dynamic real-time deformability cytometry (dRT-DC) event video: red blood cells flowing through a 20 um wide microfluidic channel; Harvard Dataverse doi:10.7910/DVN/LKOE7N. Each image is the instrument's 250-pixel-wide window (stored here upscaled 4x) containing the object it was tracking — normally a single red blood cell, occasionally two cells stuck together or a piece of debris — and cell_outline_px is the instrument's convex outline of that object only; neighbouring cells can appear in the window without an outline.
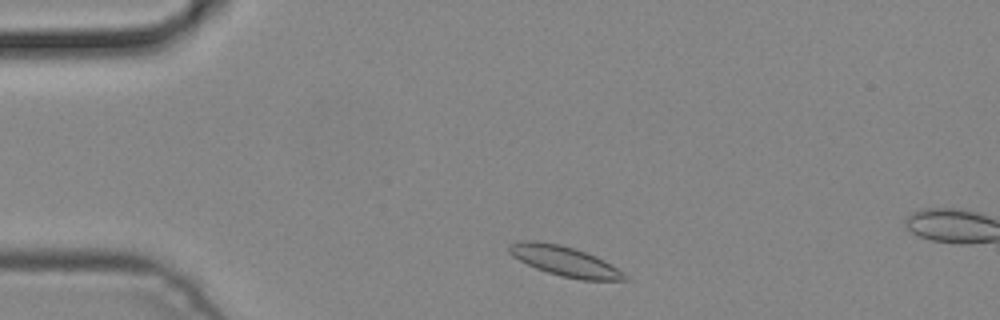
{"species": "common noctule bat (a hibernating species)", "species_latin": "Nyctalus noctula", "temperature_condition": "cold", "stored_images_in_passage": 3, "camera_frame_rate_fps": 3000, "um_per_image_px": 0.085, "animal": {"sex": "male", "body_mass_g": 19.2, "forearm_length_mm": 51.8}, "frame": {"image": 1, "passage_image": 1, "time_ms": 0.0, "image_size_px": [1000, 320], "cell_outline_px": [[628, 280], [580, 280], [560, 276], [536, 268], [512, 256], [508, 252], [508, 244], [524, 240], [536, 240], [556, 244], [572, 248], [596, 256], [604, 260], [628, 276]], "centroid_in_image_um": [47.97, 22.2], "position_along_channel_um": 37.0, "area_um2": 19.94}}